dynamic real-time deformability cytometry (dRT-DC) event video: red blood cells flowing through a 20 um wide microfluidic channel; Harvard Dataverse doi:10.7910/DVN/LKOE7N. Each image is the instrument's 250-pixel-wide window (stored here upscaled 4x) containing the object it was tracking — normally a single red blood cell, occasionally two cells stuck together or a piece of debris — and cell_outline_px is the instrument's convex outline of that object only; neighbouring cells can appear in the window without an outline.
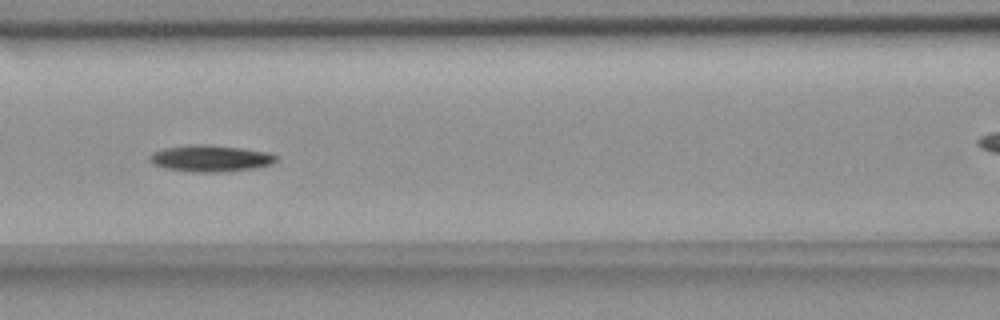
{"species": "common noctule bat (a hibernating species)", "species_latin": "Nyctalus noctula", "temperature_condition": "room temperature", "stored_images_in_passage": 16, "camera_frame_rate_fps": 3000, "um_per_image_px": 0.085, "animal": {"sex": "female", "body_mass_g": 18.4}, "frame": {"image": 1, "passage_image": 7, "time_ms": 6.667, "image_size_px": [1000, 320], "cell_outline_px": [[276, 160], [272, 164], [256, 168], [228, 172], [192, 172], [164, 168], [152, 164], [148, 160], [148, 156], [152, 152], [164, 148], [188, 144], [208, 144], [240, 148], [268, 152], [276, 156]], "centroid_in_image_um": [17.84, 13.47], "position_along_channel_um": 148.8, "area_um2": 19.88}}
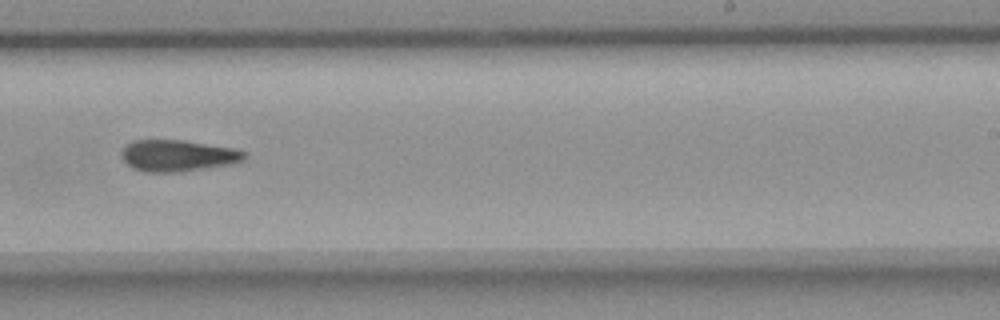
{"frame": {"image": 2, "passage_image": 11, "time_ms": 12.0, "image_size_px": [1000, 320], "cell_outline_px": [[248, 156], [244, 160], [228, 164], [180, 172], [144, 172], [132, 168], [120, 156], [120, 152], [124, 144], [132, 140], [184, 140], [236, 148], [244, 152]], "centroid_in_image_um": [15.07, 13.22], "position_along_channel_um": 273.9, "area_um2": 22.77}}
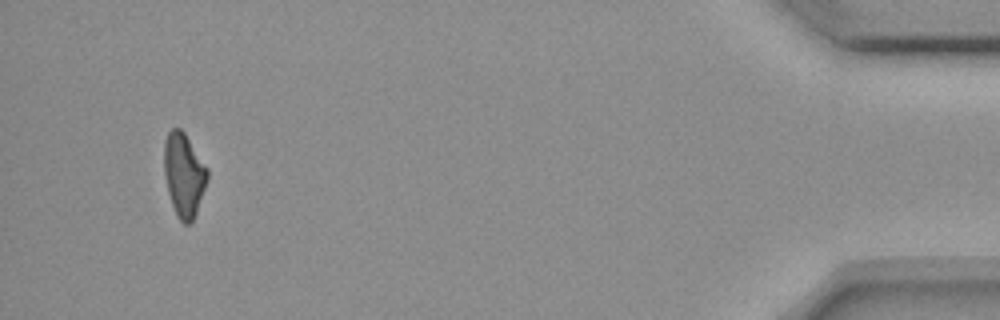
{"frame": {"image": 3, "passage_image": 16, "time_ms": 18.0, "image_size_px": [1000, 320], "cell_outline_px": [[208, 180], [196, 212], [192, 220], [188, 224], [184, 224], [176, 216], [168, 192], [164, 176], [164, 140], [168, 132], [172, 128], [180, 128], [184, 132], [208, 168]], "centroid_in_image_um": [15.62, 14.84], "position_along_channel_um": 419.6, "area_um2": 21.1}}